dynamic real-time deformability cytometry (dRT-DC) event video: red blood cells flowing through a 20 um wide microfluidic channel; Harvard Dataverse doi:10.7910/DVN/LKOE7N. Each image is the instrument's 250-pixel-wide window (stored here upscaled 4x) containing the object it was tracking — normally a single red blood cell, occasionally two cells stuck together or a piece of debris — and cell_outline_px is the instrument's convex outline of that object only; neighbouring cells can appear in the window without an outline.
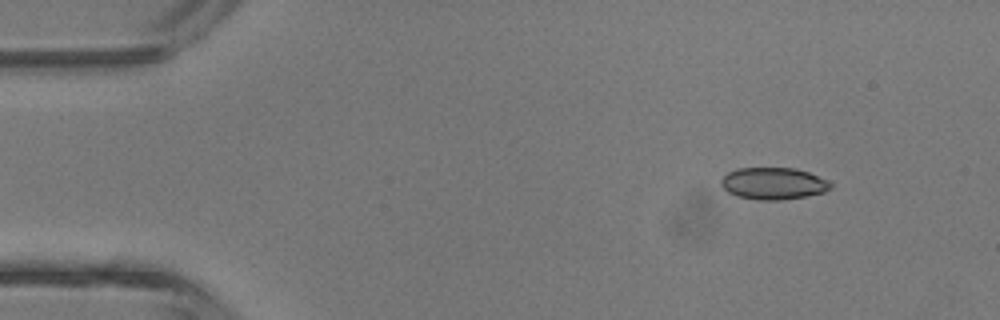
{"species": "common noctule bat (a hibernating species)", "species_latin": "Nyctalus noctula", "temperature_condition": "room temperature", "stored_images_in_passage": 3, "camera_frame_rate_fps": 3000, "um_per_image_px": 0.085, "animal": {"sex": "male", "body_mass_g": 13.3}, "frame": {"image": 1, "passage_image": 1, "time_ms": 0.0, "image_size_px": [1000, 320], "cell_outline_px": [[832, 188], [824, 192], [804, 196], [780, 200], [756, 200], [736, 196], [728, 192], [720, 184], [720, 180], [728, 172], [736, 168], [796, 168], [808, 172], [828, 180], [832, 184]], "centroid_in_image_um": [65.72, 15.59], "position_along_channel_um": 19.3, "area_um2": 20.46}}
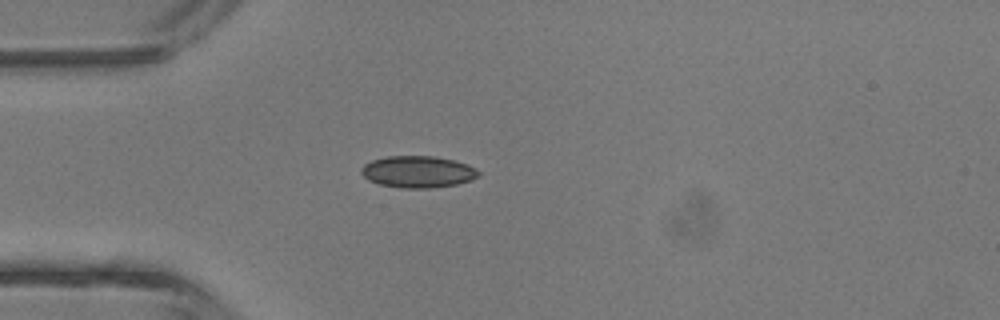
{"frame": {"image": 2, "passage_image": 3, "time_ms": 2.333, "image_size_px": [1000, 320], "cell_outline_px": [[480, 176], [472, 180], [456, 184], [428, 188], [400, 188], [380, 184], [368, 180], [360, 172], [360, 168], [364, 164], [372, 160], [388, 156], [432, 156], [456, 160], [468, 164], [480, 172]], "centroid_in_image_um": [35.52, 14.6], "position_along_channel_um": 49.5, "area_um2": 21.79}}